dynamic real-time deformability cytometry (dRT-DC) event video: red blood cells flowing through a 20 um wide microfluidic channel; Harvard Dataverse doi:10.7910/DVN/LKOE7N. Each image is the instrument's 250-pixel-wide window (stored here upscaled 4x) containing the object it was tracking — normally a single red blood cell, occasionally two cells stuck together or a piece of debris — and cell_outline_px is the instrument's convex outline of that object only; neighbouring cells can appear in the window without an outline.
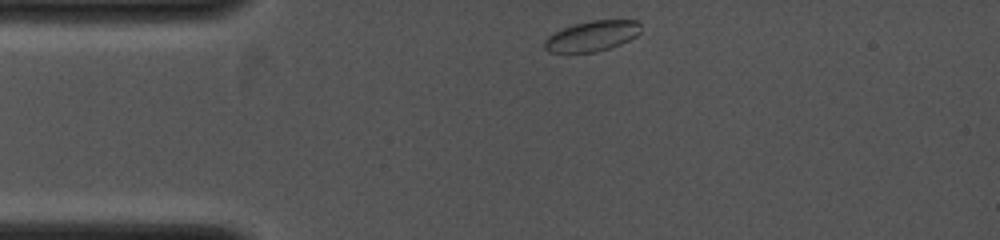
{"species": "common noctule bat (a hibernating species)", "species_latin": "Nyctalus noctula", "temperature_condition": "cold", "stored_images_in_passage": 3, "camera_frame_rate_fps": 4000, "um_per_image_px": 0.085, "animal": {"sex": "female", "body_mass_g": 19.0, "forearm_length_mm": 53.3}, "frame": {"image": 1, "passage_image": 1, "time_ms": 0.0, "image_size_px": [1000, 240], "cell_outline_px": [[640, 32], [636, 36], [620, 44], [596, 52], [548, 52], [544, 48], [544, 40], [548, 36], [564, 28], [576, 24], [592, 20], [636, 20], [640, 24]], "centroid_in_image_um": [50.32, 3.06], "position_along_channel_um": 34.7, "area_um2": 16.82}}